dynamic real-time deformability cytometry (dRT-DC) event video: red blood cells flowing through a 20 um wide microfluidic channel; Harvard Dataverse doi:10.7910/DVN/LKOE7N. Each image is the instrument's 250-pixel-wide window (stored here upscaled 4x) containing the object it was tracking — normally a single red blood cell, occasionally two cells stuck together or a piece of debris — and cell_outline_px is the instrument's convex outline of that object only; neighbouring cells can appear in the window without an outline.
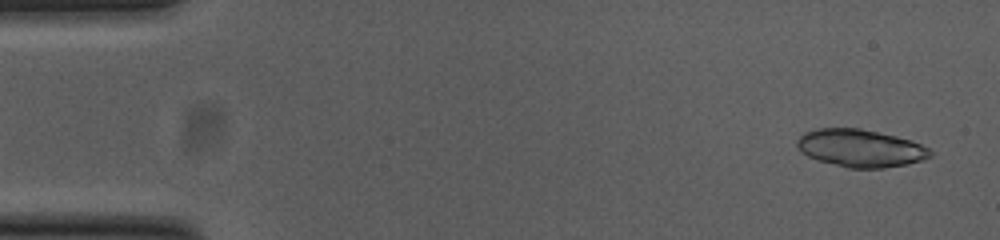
{"species": "common noctule bat (a hibernating species)", "species_latin": "Nyctalus noctula", "temperature_condition": "cold", "stored_images_in_passage": 53, "segment_of_instrument_passage": [1, 2], "camera_frame_rate_fps": 3000, "um_per_image_px": 0.085, "animal": {"sex": "female", "body_mass_g": 23.0, "forearm_length_mm": 53.4}, "frame": {"image": 1, "passage_image": 3, "time_ms": 0.667, "image_size_px": [1000, 240], "cell_outline_px": [[936, 152], [932, 156], [924, 160], [908, 164], [884, 168], [848, 168], [816, 160], [800, 152], [796, 148], [796, 140], [804, 132], [816, 128], [860, 128], [896, 136], [912, 140]], "centroid_in_image_um": [73.14, 12.6], "position_along_channel_um": 11.9, "area_um2": 29.65}}
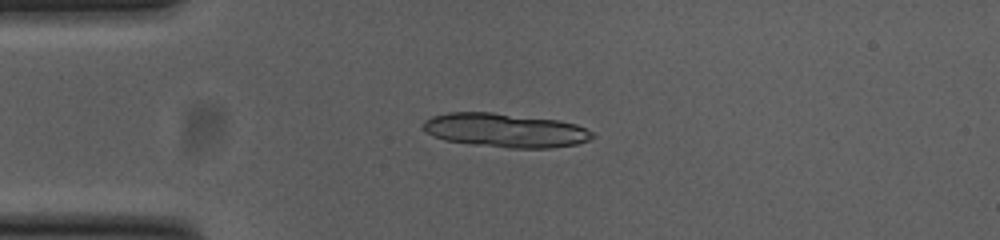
{"frame": {"image": 2, "passage_image": 13, "time_ms": 4.0, "image_size_px": [1000, 240], "cell_outline_px": [[596, 136], [588, 140], [576, 144], [552, 148], [508, 148], [472, 144], [444, 140], [432, 136], [424, 132], [424, 120], [432, 116], [448, 112], [492, 112], [556, 120], [576, 124], [592, 132]], "centroid_in_image_um": [42.92, 11.08], "position_along_channel_um": 42.1, "area_um2": 33.52}}